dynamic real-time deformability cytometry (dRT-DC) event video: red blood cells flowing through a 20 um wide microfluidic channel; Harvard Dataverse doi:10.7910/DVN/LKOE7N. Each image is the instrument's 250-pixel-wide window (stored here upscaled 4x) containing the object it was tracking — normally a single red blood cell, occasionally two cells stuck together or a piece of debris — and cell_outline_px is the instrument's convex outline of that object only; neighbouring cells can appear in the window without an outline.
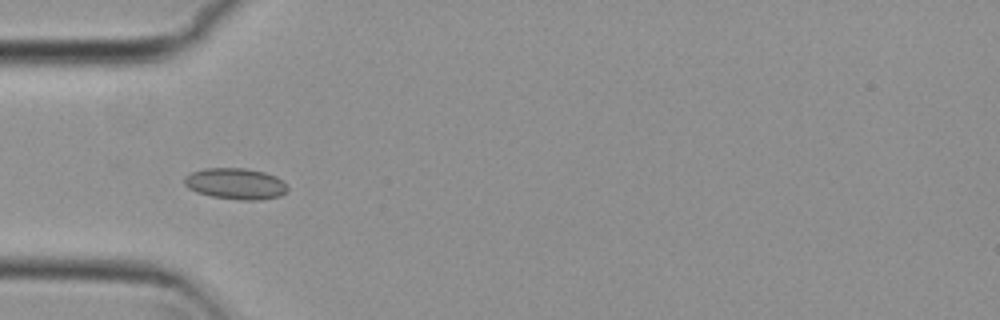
{"species": "common noctule bat (a hibernating species)", "species_latin": "Nyctalus noctula", "temperature_condition": "cold", "stored_images_in_passage": 6, "camera_frame_rate_fps": 3000, "um_per_image_px": 0.085, "animal": {"sex": "female", "body_mass_g": 29.2, "forearm_length_mm": 56.3}, "frame": {"image": 1, "passage_image": 4, "time_ms": 1.0, "image_size_px": [1000, 320], "cell_outline_px": [[288, 188], [280, 196], [260, 200], [240, 200], [212, 196], [196, 192], [188, 188], [184, 184], [184, 176], [192, 172], [204, 168], [244, 168], [264, 172], [276, 176], [288, 184]], "centroid_in_image_um": [20.03, 15.61], "position_along_channel_um": 65.0, "area_um2": 18.84}}
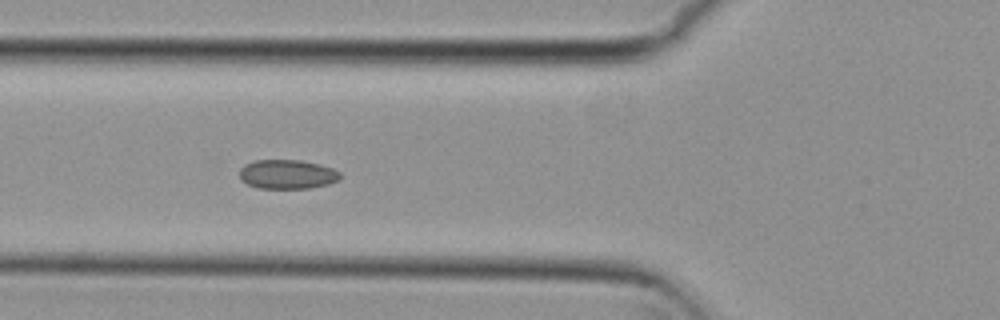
{"frame": {"image": 2, "passage_image": 5, "time_ms": 1.333, "image_size_px": [1000, 320], "cell_outline_px": [[340, 180], [328, 184], [308, 188], [260, 188], [248, 184], [240, 180], [240, 168], [244, 164], [256, 160], [300, 160], [320, 164], [332, 168], [340, 172]], "centroid_in_image_um": [24.42, 14.81], "position_along_channel_um": 101.4, "area_um2": 17.17}}
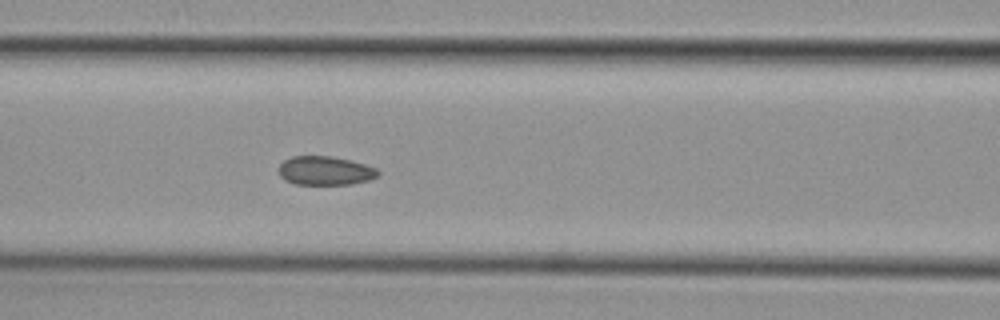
{"frame": {"image": 3, "passage_image": 6, "time_ms": 1.667, "image_size_px": [1000, 320], "cell_outline_px": [[380, 176], [368, 180], [352, 184], [296, 184], [284, 180], [280, 176], [276, 168], [284, 160], [292, 156], [332, 156], [352, 160], [376, 168], [380, 172]], "centroid_in_image_um": [27.63, 14.5], "position_along_channel_um": 139.0, "area_um2": 16.94}}